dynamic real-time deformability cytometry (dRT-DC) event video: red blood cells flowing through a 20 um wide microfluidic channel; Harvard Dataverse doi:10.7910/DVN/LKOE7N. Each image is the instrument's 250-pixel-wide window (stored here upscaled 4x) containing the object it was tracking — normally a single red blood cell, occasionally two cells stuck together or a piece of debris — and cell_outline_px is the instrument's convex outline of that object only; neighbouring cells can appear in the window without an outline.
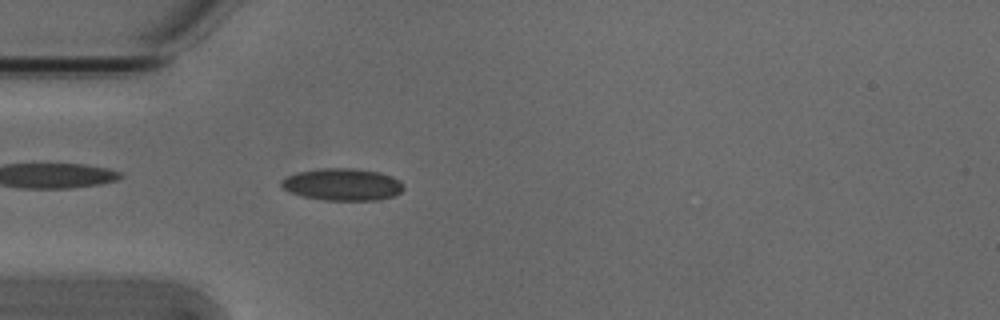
{"species": "Egyptian fruit bat (a non-hibernating species)", "species_latin": "Rousettus aegyptiacus", "temperature_condition": "cold", "stored_images_in_passage": 51, "segment_of_instrument_passage": [1, 2], "camera_frame_rate_fps": 3000, "um_per_image_px": 0.085, "animal": {"sex": "male"}, "frame": {"image": 1, "passage_image": 15, "time_ms": 4.667, "image_size_px": [1000, 320], "cell_outline_px": [[404, 188], [396, 196], [380, 200], [324, 200], [300, 196], [288, 192], [280, 184], [280, 180], [296, 172], [320, 168], [356, 168], [380, 172], [396, 180]], "centroid_in_image_um": [29.05, 15.68], "position_along_channel_um": 55.9, "area_um2": 22.95}}
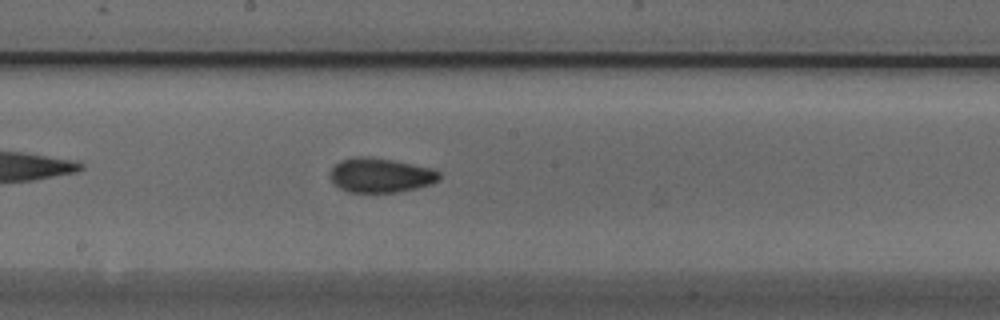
{"frame": {"image": 2, "passage_image": 28, "time_ms": 9.0, "image_size_px": [1000, 320], "cell_outline_px": [[440, 180], [432, 184], [416, 188], [396, 192], [348, 192], [340, 188], [332, 180], [332, 168], [340, 160], [352, 156], [372, 156], [432, 168], [440, 172]], "centroid_in_image_um": [32.38, 14.88], "position_along_channel_um": 215.8, "area_um2": 21.91}}
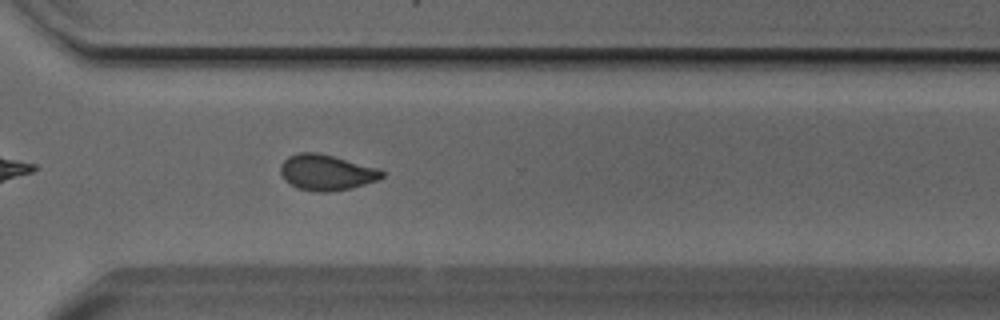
{"frame": {"image": 3, "passage_image": 38, "time_ms": 12.333, "image_size_px": [1000, 320], "cell_outline_px": [[384, 176], [376, 180], [352, 188], [328, 192], [312, 192], [300, 188], [284, 180], [280, 172], [280, 164], [288, 156], [296, 152], [320, 152], [380, 168], [384, 172]], "centroid_in_image_um": [27.74, 14.64], "position_along_channel_um": 342.9, "area_um2": 21.39}}